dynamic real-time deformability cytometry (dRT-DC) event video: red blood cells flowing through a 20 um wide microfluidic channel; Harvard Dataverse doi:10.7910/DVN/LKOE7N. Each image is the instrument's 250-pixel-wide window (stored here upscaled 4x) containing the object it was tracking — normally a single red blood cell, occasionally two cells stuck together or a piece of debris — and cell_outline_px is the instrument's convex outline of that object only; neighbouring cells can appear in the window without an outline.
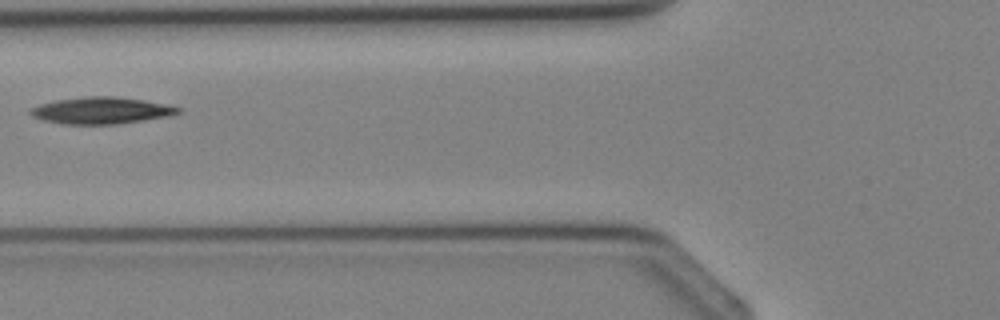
{"species": "Egyptian fruit bat (a non-hibernating species)", "species_latin": "Rousettus aegyptiacus", "temperature_condition": "cold", "stored_images_in_passage": 3, "camera_frame_rate_fps": 3000, "um_per_image_px": 0.085, "animal": {"sex": "female"}, "frame": {"image": 1, "passage_image": 3, "time_ms": 3.333, "image_size_px": [1000, 320], "cell_outline_px": [[180, 112], [168, 116], [144, 120], [116, 124], [64, 124], [44, 120], [32, 116], [28, 112], [28, 108], [40, 104], [56, 100], [88, 96], [116, 96], [144, 100], [164, 104], [180, 108]], "centroid_in_image_um": [8.56, 9.39], "position_along_channel_um": 117.2, "area_um2": 22.89}}